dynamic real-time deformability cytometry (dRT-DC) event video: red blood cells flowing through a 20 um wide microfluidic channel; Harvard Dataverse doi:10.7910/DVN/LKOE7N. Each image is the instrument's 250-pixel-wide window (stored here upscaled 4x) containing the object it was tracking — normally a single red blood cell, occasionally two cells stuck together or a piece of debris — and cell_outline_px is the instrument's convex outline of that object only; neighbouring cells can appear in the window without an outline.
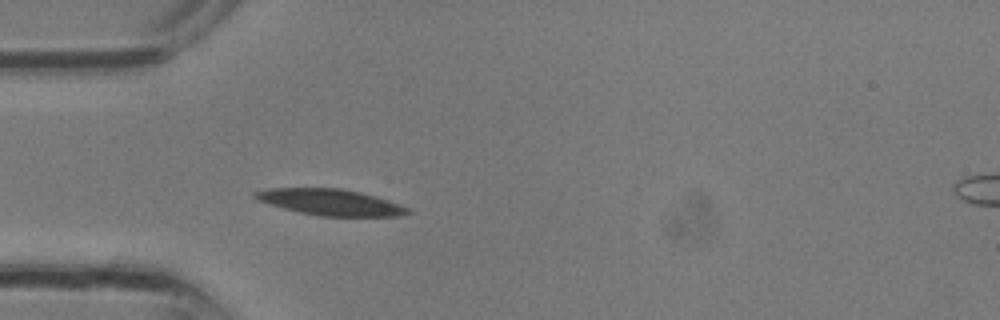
{"species": "common noctule bat (a hibernating species)", "species_latin": "Nyctalus noctula", "temperature_condition": "room temperature", "stored_images_in_passage": 2, "camera_frame_rate_fps": 3000, "um_per_image_px": 0.085, "animal": {"sex": "male", "body_mass_g": 13.3}, "frame": {"image": 1, "passage_image": 2, "time_ms": 0.333, "image_size_px": [1000, 320], "cell_outline_px": [[412, 212], [400, 216], [320, 216], [300, 212], [284, 208], [256, 200], [252, 196], [252, 192], [268, 188], [340, 188], [360, 192], [376, 196], [388, 200], [408, 208]], "centroid_in_image_um": [28.06, 17.18], "position_along_channel_um": 56.9, "area_um2": 23.24}}